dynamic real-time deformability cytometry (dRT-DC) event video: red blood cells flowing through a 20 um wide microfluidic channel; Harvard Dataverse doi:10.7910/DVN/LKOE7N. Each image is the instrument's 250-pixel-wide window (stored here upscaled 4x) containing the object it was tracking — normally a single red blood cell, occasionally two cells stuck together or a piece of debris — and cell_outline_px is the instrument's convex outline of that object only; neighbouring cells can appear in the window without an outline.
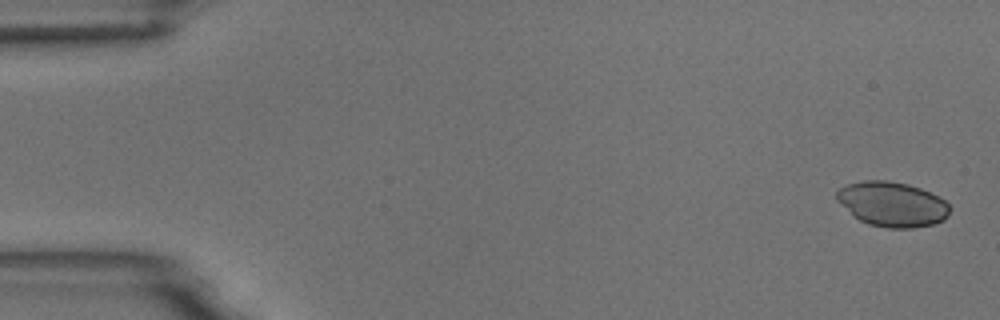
{"species": "common noctule bat (a hibernating species)", "species_latin": "Nyctalus noctula", "temperature_condition": "room temperature", "stored_images_in_passage": 5, "camera_frame_rate_fps": 3000, "um_per_image_px": 0.085, "animal": {"sex": "male", "body_mass_g": 18.8}, "frame": {"image": 1, "passage_image": 1, "time_ms": 0.0, "image_size_px": [1000, 320], "cell_outline_px": [[948, 216], [944, 220], [932, 224], [912, 228], [888, 228], [868, 224], [860, 220], [836, 200], [836, 192], [840, 188], [848, 184], [864, 180], [888, 180], [908, 184], [920, 188], [944, 200], [948, 204]], "centroid_in_image_um": [75.82, 17.35], "position_along_channel_um": 9.2, "area_um2": 29.25}}
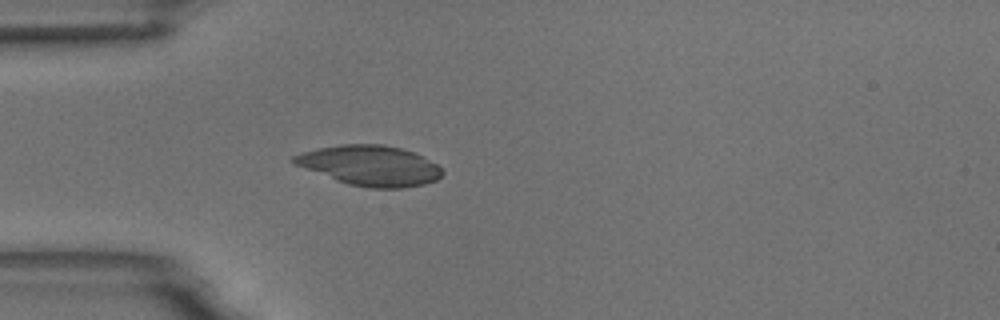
{"frame": {"image": 2, "passage_image": 5, "time_ms": 4.667, "image_size_px": [1000, 320], "cell_outline_px": [[444, 172], [436, 180], [424, 184], [404, 188], [368, 188], [348, 184], [336, 180], [292, 164], [288, 160], [292, 156], [300, 152], [340, 144], [384, 144], [400, 148], [424, 156], [436, 164]], "centroid_in_image_um": [31.41, 14.07], "position_along_channel_um": 53.6, "area_um2": 34.91}}